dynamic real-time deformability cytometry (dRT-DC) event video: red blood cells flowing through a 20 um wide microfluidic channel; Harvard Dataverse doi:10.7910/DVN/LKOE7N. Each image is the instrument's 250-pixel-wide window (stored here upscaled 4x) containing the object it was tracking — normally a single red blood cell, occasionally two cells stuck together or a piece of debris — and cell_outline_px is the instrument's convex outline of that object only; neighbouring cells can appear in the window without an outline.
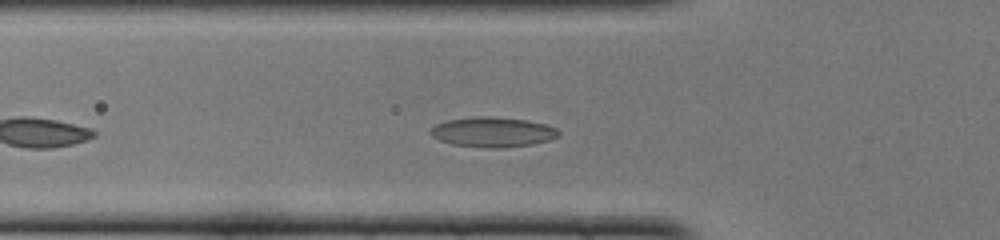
{"species": "common noctule bat (a hibernating species)", "species_latin": "Nyctalus noctula", "temperature_condition": "cold", "stored_images_in_passage": 17, "camera_frame_rate_fps": 3000, "um_per_image_px": 0.085, "animal": {"sex": "female", "body_mass_g": 22.0, "forearm_length_mm": 56.7}, "frame": {"image": 1, "passage_image": 7, "time_ms": 2.0, "image_size_px": [1000, 240], "cell_outline_px": [[560, 136], [548, 140], [532, 144], [504, 148], [488, 148], [452, 144], [440, 140], [432, 136], [428, 132], [436, 124], [448, 120], [472, 116], [488, 116], [524, 120], [544, 124], [556, 128], [560, 132]], "centroid_in_image_um": [41.87, 11.23], "position_along_channel_um": 83.9, "area_um2": 22.31}}
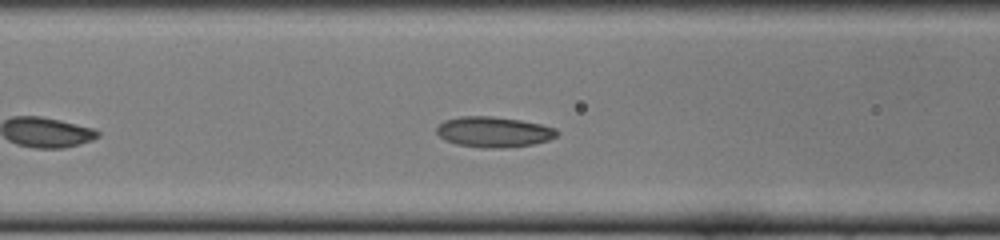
{"frame": {"image": 2, "passage_image": 10, "time_ms": 3.0, "image_size_px": [1000, 240], "cell_outline_px": [[560, 132], [556, 136], [548, 140], [532, 144], [500, 148], [484, 148], [456, 144], [444, 140], [436, 132], [436, 128], [444, 120], [460, 116], [492, 116], [520, 120], [540, 124], [556, 128]], "centroid_in_image_um": [41.95, 11.21], "position_along_channel_um": 124.6, "area_um2": 21.39}}
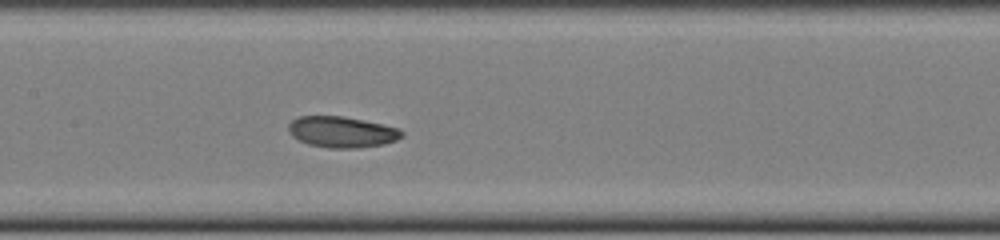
{"frame": {"image": 3, "passage_image": 14, "time_ms": 4.333, "image_size_px": [1000, 240], "cell_outline_px": [[404, 136], [396, 140], [384, 144], [356, 148], [328, 148], [308, 144], [292, 136], [288, 132], [288, 124], [296, 116], [344, 116], [384, 124], [400, 128], [404, 132]], "centroid_in_image_um": [29.07, 11.21], "position_along_channel_um": 178.3, "area_um2": 20.75}}